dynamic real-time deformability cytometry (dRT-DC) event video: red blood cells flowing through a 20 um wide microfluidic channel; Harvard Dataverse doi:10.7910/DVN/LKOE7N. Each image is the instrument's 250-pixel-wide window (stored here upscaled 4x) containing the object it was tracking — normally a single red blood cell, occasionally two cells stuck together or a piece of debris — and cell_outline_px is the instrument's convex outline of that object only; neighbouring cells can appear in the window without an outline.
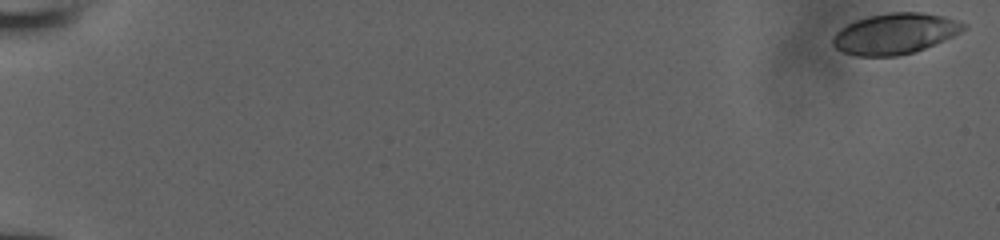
{"species": "human", "species_latin": "Homo sapiens", "temperature_condition": "room temperature", "stored_images_in_passage": 53, "camera_frame_rate_fps": 3000, "um_per_image_px": 0.085, "donor": {"sex": "male"}, "frame": {"image": 1, "passage_image": 1, "time_ms": 0.0, "image_size_px": [1000, 240], "cell_outline_px": [[968, 28], [936, 44], [912, 52], [896, 56], [856, 56], [844, 52], [836, 48], [832, 44], [832, 36], [840, 28], [856, 20], [888, 12], [924, 12], [944, 16], [968, 24]], "centroid_in_image_um": [76.08, 2.85], "position_along_channel_um": 8.9, "area_um2": 31.04}}
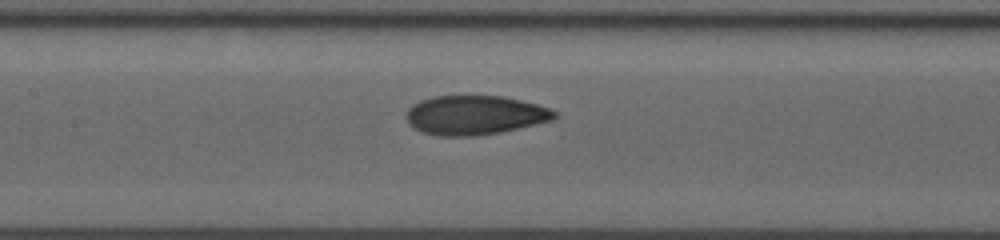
{"frame": {"image": 2, "passage_image": 28, "time_ms": 9.0, "image_size_px": [1000, 240], "cell_outline_px": [[560, 116], [556, 120], [500, 132], [472, 136], [440, 136], [424, 132], [408, 124], [408, 108], [412, 104], [420, 100], [432, 96], [504, 96], [536, 104], [560, 112]], "centroid_in_image_um": [40.43, 9.78], "position_along_channel_um": 167.0, "area_um2": 33.99}}
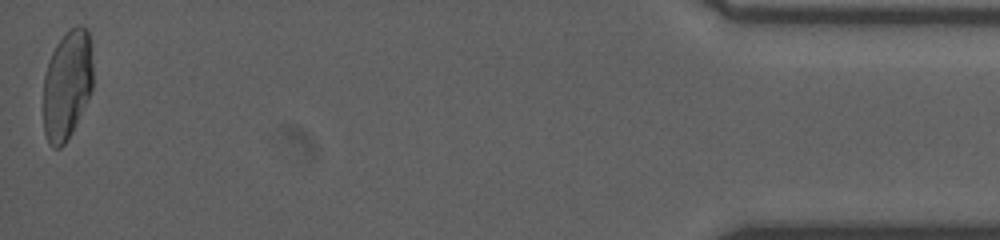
{"frame": {"image": 3, "passage_image": 53, "time_ms": 17.333, "image_size_px": [1000, 240], "cell_outline_px": [[92, 88], [72, 132], [64, 144], [60, 148], [52, 148], [48, 144], [44, 132], [44, 76], [52, 52], [56, 44], [76, 24], [80, 24], [88, 32], [92, 64]], "centroid_in_image_um": [5.68, 7.25], "position_along_channel_um": 429.5, "area_um2": 31.15}}